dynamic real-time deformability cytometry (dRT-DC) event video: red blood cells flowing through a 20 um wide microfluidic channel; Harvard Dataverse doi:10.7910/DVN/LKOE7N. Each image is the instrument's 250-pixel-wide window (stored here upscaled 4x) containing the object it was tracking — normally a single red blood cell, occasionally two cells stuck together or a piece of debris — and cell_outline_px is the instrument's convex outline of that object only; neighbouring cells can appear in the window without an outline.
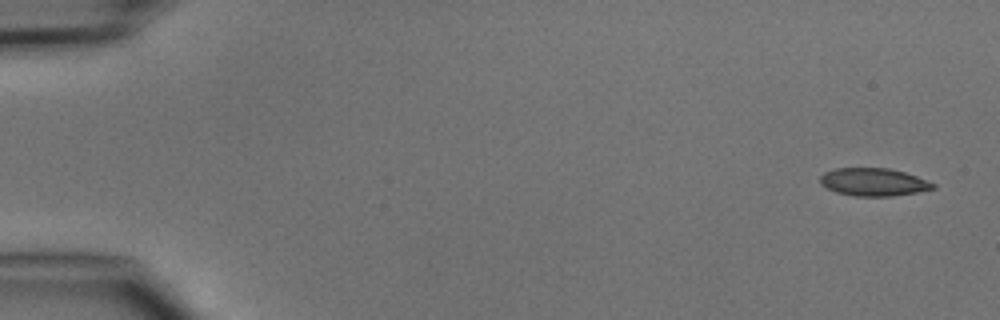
{"species": "common noctule bat (a hibernating species)", "species_latin": "Nyctalus noctula", "temperature_condition": "cold", "stored_images_in_passage": 6, "camera_frame_rate_fps": 3000, "um_per_image_px": 0.085, "animal": {"sex": "male", "body_mass_g": 15.6}, "frame": {"image": 1, "passage_image": 1, "time_ms": 0.0, "image_size_px": [1000, 320], "cell_outline_px": [[936, 188], [916, 192], [892, 196], [856, 196], [836, 192], [820, 184], [820, 176], [824, 172], [836, 168], [888, 168], [904, 172], [916, 176], [936, 184]], "centroid_in_image_um": [74.24, 15.47], "position_along_channel_um": 10.8, "area_um2": 18.21}}
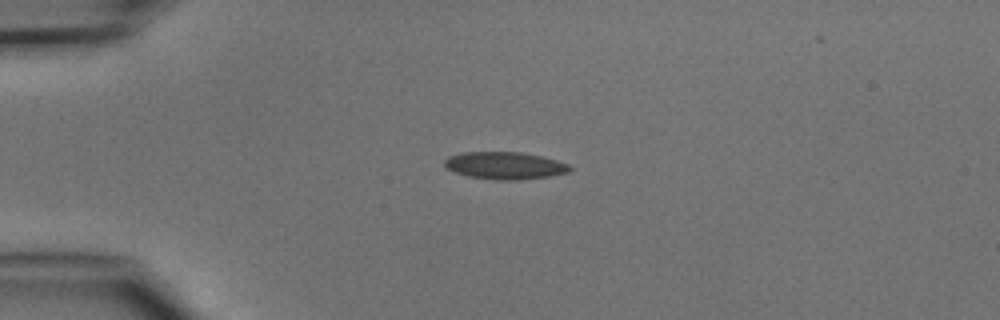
{"frame": {"image": 2, "passage_image": 3, "time_ms": 3.333, "image_size_px": [1000, 320], "cell_outline_px": [[572, 168], [568, 172], [548, 176], [520, 180], [496, 180], [468, 176], [444, 168], [444, 160], [448, 156], [460, 152], [520, 152], [540, 156], [556, 160], [568, 164]], "centroid_in_image_um": [42.86, 14.07], "position_along_channel_um": 42.1, "area_um2": 19.94}}